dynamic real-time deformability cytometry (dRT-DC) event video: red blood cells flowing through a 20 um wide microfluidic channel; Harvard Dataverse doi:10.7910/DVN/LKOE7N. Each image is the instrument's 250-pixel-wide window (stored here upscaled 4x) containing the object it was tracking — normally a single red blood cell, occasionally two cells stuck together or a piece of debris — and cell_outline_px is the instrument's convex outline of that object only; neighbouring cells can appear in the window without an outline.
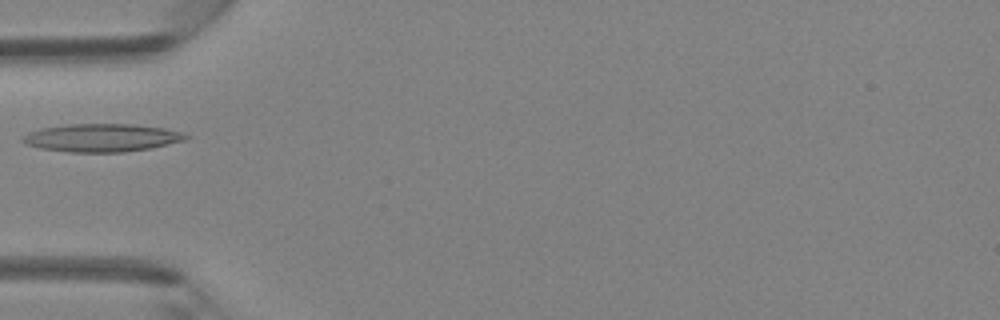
{"species": "Egyptian fruit bat (a non-hibernating species)", "species_latin": "Rousettus aegyptiacus", "temperature_condition": "room temperature", "stored_images_in_passage": 3, "camera_frame_rate_fps": 3000, "um_per_image_px": 0.085, "animal": {"sex": "female"}, "frame": {"image": 1, "passage_image": 3, "time_ms": 0.667, "image_size_px": [1000, 320], "cell_outline_px": [[192, 136], [184, 140], [148, 148], [124, 152], [68, 152], [40, 148], [28, 144], [20, 140], [20, 136], [28, 132], [40, 128], [68, 124], [132, 124], [164, 128], [180, 132]], "centroid_in_image_um": [8.59, 11.7], "position_along_channel_um": 76.4, "area_um2": 26.53}}